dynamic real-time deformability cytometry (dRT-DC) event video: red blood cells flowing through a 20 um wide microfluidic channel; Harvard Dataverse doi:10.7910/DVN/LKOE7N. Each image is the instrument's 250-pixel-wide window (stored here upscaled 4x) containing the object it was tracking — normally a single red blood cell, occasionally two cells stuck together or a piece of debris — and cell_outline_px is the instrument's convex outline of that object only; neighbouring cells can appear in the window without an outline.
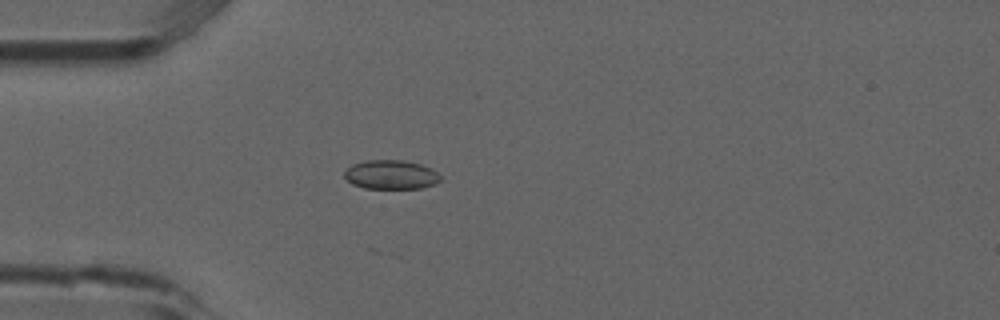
{"species": "common noctule bat (a hibernating species)", "species_latin": "Nyctalus noctula", "temperature_condition": "room temperature", "stored_images_in_passage": 5, "camera_frame_rate_fps": 3000, "um_per_image_px": 0.085, "animal": {"sex": "male", "forearm_length_mm": 52.5}, "frame": {"image": 1, "passage_image": 5, "time_ms": 1.333, "image_size_px": [1000, 320], "cell_outline_px": [[440, 180], [436, 184], [420, 188], [364, 188], [352, 184], [344, 176], [344, 172], [352, 164], [368, 160], [404, 160], [420, 164], [432, 168], [440, 176]], "centroid_in_image_um": [33.24, 14.84], "position_along_channel_um": 51.8, "area_um2": 16.24}}